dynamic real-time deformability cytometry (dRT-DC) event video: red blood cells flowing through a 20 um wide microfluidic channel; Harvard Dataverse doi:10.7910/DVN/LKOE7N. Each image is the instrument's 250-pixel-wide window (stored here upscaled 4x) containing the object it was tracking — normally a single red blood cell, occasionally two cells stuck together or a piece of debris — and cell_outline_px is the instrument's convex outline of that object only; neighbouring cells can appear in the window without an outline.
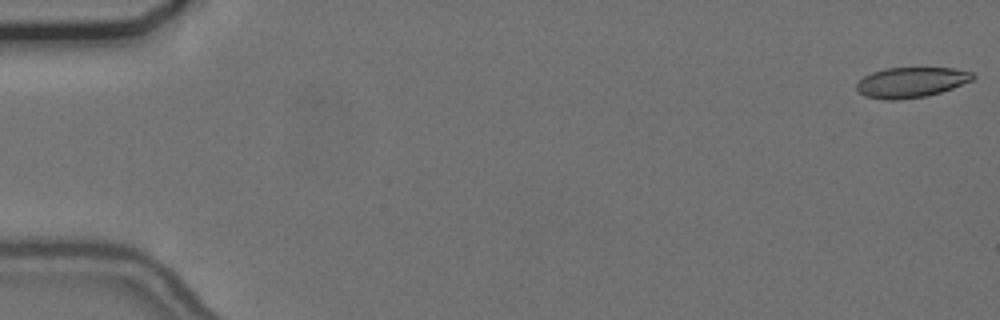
{"species": "common noctule bat (a hibernating species)", "species_latin": "Nyctalus noctula", "temperature_condition": "cold", "stored_images_in_passage": 42, "camera_frame_rate_fps": 3000, "um_per_image_px": 0.085, "animal": {"sex": "female", "body_mass_g": 24.6, "forearm_length_mm": 56.2}, "frame": {"image": 1, "passage_image": 1, "time_ms": 0.0, "image_size_px": [1000, 320], "cell_outline_px": [[976, 76], [972, 80], [952, 88], [940, 92], [924, 96], [900, 100], [884, 100], [864, 96], [856, 88], [856, 84], [864, 76], [872, 72], [884, 68], [952, 68], [972, 72]], "centroid_in_image_um": [77.42, 7.0], "position_along_channel_um": 7.6, "area_um2": 20.46}}
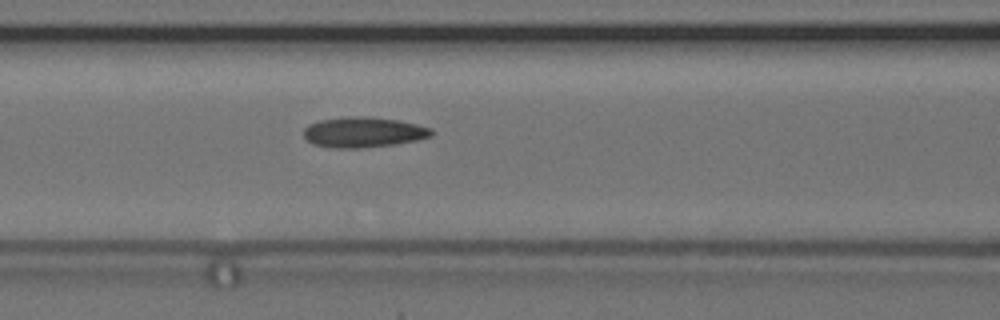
{"frame": {"image": 2, "passage_image": 24, "time_ms": 7.667, "image_size_px": [1000, 320], "cell_outline_px": [[432, 136], [416, 140], [392, 144], [356, 148], [332, 148], [312, 144], [304, 136], [304, 128], [308, 124], [320, 120], [348, 116], [368, 116], [400, 120], [432, 128]], "centroid_in_image_um": [30.87, 11.22], "position_along_channel_um": 135.7, "area_um2": 22.6}}
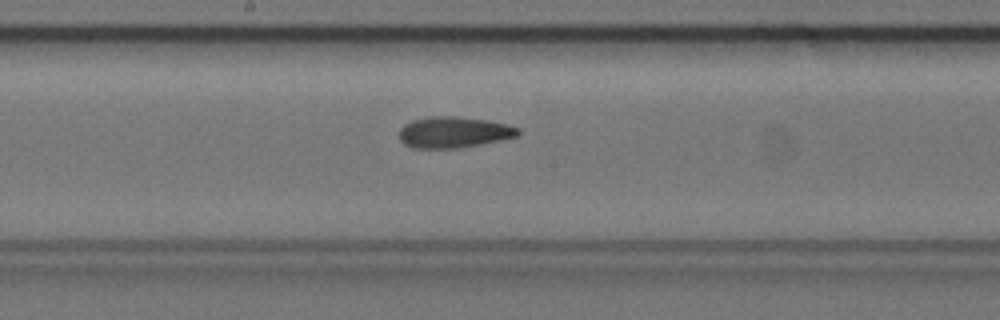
{"frame": {"image": 3, "passage_image": 30, "time_ms": 9.667, "image_size_px": [1000, 320], "cell_outline_px": [[520, 136], [480, 144], [456, 148], [412, 148], [404, 144], [400, 140], [400, 128], [404, 124], [412, 120], [428, 116], [452, 116], [488, 120], [508, 124], [520, 128]], "centroid_in_image_um": [38.58, 11.23], "position_along_channel_um": 209.6, "area_um2": 21.68}}